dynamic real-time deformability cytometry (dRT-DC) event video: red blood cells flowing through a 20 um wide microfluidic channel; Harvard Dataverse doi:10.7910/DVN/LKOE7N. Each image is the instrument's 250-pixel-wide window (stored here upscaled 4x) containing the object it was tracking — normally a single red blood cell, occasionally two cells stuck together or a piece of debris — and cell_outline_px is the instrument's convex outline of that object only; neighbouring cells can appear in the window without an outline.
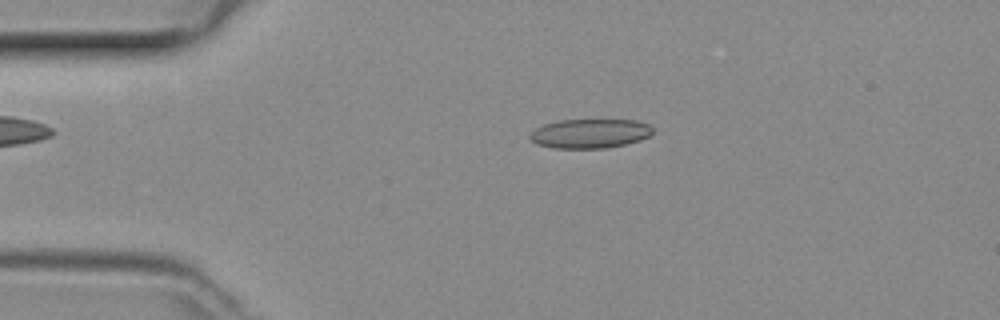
{"species": "common noctule bat (a hibernating species)", "species_latin": "Nyctalus noctula", "temperature_condition": "room temperature", "stored_images_in_passage": 47, "camera_frame_rate_fps": 3000, "um_per_image_px": 0.085, "animal": {"sex": "female", "body_mass_g": 29.2, "forearm_length_mm": 56.3}, "frame": {"image": 1, "passage_image": 9, "time_ms": 2.667, "image_size_px": [1000, 320], "cell_outline_px": [[652, 132], [648, 136], [640, 140], [608, 148], [552, 148], [536, 144], [528, 136], [536, 128], [544, 124], [560, 120], [636, 120], [648, 124], [652, 128]], "centroid_in_image_um": [50.13, 11.35], "position_along_channel_um": 34.9, "area_um2": 20.87}}
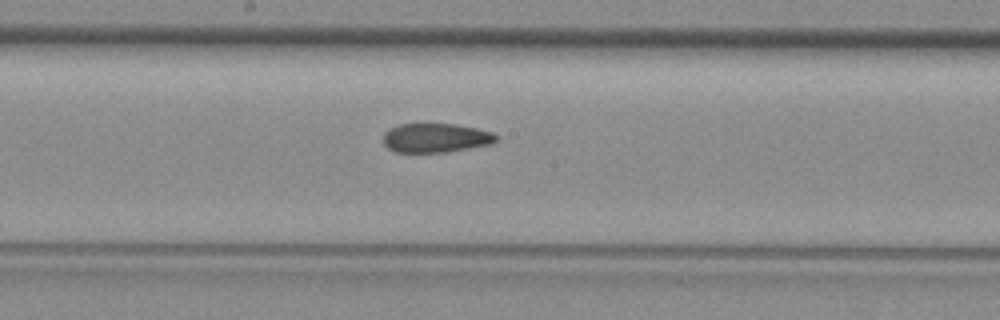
{"frame": {"image": 2, "passage_image": 24, "time_ms": 7.667, "image_size_px": [1000, 320], "cell_outline_px": [[496, 140], [488, 144], [444, 152], [396, 152], [388, 148], [384, 144], [384, 132], [388, 128], [400, 124], [456, 124], [476, 128], [492, 132], [496, 136]], "centroid_in_image_um": [36.97, 11.71], "position_along_channel_um": 211.2, "area_um2": 18.9}}
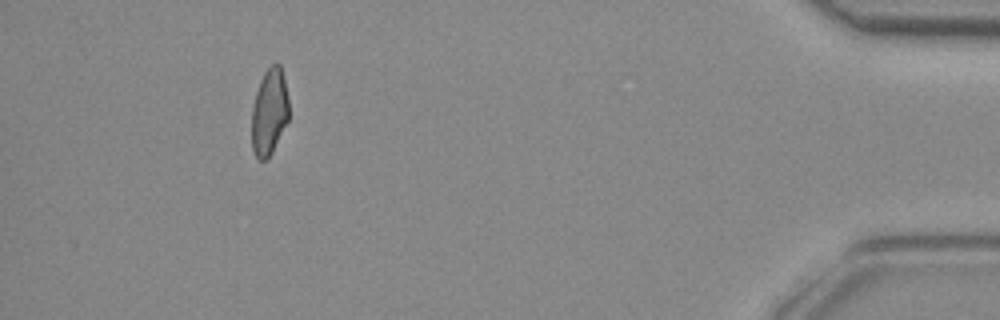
{"frame": {"image": 3, "passage_image": 43, "time_ms": 14.0, "image_size_px": [1000, 320], "cell_outline_px": [[288, 120], [272, 152], [264, 160], [260, 160], [256, 156], [252, 148], [252, 104], [260, 80], [264, 72], [272, 64], [280, 64], [288, 96]], "centroid_in_image_um": [22.88, 9.5], "position_along_channel_um": 412.3, "area_um2": 18.55}}